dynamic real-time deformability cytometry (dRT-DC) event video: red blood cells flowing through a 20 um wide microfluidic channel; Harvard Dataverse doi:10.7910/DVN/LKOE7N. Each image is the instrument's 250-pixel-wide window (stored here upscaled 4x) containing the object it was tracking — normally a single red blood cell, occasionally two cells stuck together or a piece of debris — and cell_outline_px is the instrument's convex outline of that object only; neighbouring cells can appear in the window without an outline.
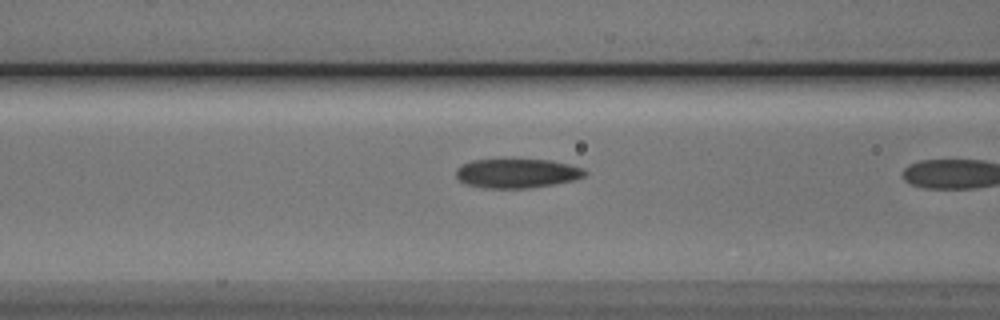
{"species": "Egyptian fruit bat (a non-hibernating species)", "species_latin": "Rousettus aegyptiacus", "temperature_condition": "cold", "stored_images_in_passage": 10, "camera_frame_rate_fps": 3000, "um_per_image_px": 0.085, "animal": {"sex": "male"}, "frame": {"image": 1, "passage_image": 9, "time_ms": 2.667, "image_size_px": [1000, 320], "cell_outline_px": [[588, 172], [584, 176], [572, 180], [556, 184], [528, 188], [484, 188], [464, 184], [456, 176], [456, 168], [472, 160], [548, 160], [568, 164], [580, 168]], "centroid_in_image_um": [43.91, 14.74], "position_along_channel_um": 122.7, "area_um2": 21.73}}